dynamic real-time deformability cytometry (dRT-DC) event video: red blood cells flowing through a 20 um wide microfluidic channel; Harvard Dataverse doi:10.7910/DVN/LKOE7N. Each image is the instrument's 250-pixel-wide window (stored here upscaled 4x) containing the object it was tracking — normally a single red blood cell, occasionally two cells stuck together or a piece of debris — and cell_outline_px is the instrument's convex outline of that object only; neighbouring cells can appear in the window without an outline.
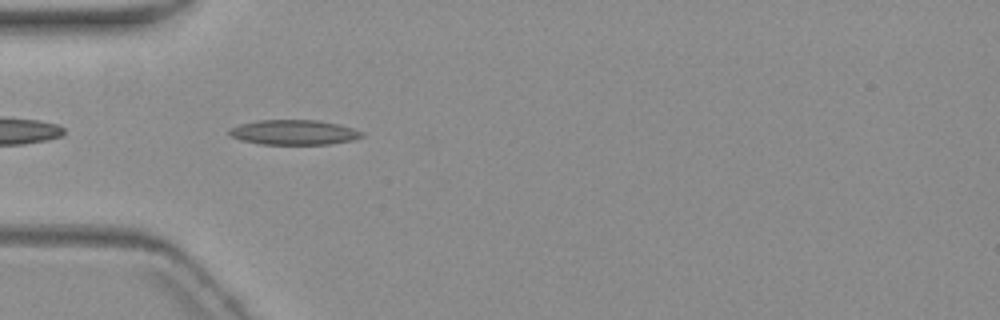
{"species": "common noctule bat (a hibernating species)", "species_latin": "Nyctalus noctula", "temperature_condition": "warm", "stored_images_in_passage": 5, "camera_frame_rate_fps": 3000, "um_per_image_px": 0.085, "animal": {"sex": "female", "body_mass_g": 19.3, "forearm_length_mm": 54.1}, "frame": {"image": 1, "passage_image": 4, "time_ms": 3.667, "image_size_px": [1000, 320], "cell_outline_px": [[364, 136], [352, 140], [328, 144], [260, 144], [240, 140], [232, 136], [228, 132], [228, 128], [240, 124], [256, 120], [316, 120], [340, 124], [364, 132]], "centroid_in_image_um": [24.97, 11.24], "position_along_channel_um": 60.0, "area_um2": 19.31}}